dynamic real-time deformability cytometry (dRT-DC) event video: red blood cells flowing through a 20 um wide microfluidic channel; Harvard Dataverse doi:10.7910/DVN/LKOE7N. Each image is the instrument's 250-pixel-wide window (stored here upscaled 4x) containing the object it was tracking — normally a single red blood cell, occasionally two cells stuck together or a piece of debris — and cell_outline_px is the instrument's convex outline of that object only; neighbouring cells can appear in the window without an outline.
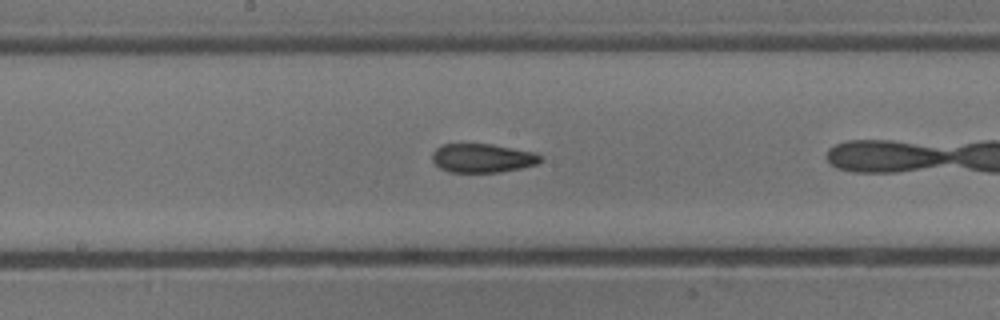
{"species": "common noctule bat (a hibernating species)", "species_latin": "Nyctalus noctula", "temperature_condition": "cold", "stored_images_in_passage": 12, "camera_frame_rate_fps": 3000, "um_per_image_px": 0.085, "animal": {"sex": "male", "body_mass_g": 13.3}, "frame": {"image": 1, "passage_image": 12, "time_ms": 3.667, "image_size_px": [1000, 320], "cell_outline_px": [[544, 160], [536, 164], [520, 168], [500, 172], [448, 172], [440, 168], [432, 160], [432, 152], [436, 148], [444, 144], [492, 144], [536, 152], [544, 156]], "centroid_in_image_um": [41.05, 13.43], "position_along_channel_um": 207.2, "area_um2": 18.38}}